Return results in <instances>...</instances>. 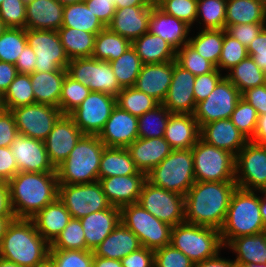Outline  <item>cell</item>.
<instances>
[{
	"instance_id": "1",
	"label": "cell",
	"mask_w": 266,
	"mask_h": 267,
	"mask_svg": "<svg viewBox=\"0 0 266 267\" xmlns=\"http://www.w3.org/2000/svg\"><path fill=\"white\" fill-rule=\"evenodd\" d=\"M235 181H195L185 197V222L221 229L224 225Z\"/></svg>"
},
{
	"instance_id": "2",
	"label": "cell",
	"mask_w": 266,
	"mask_h": 267,
	"mask_svg": "<svg viewBox=\"0 0 266 267\" xmlns=\"http://www.w3.org/2000/svg\"><path fill=\"white\" fill-rule=\"evenodd\" d=\"M15 218L31 219L58 198L57 172H17L8 182Z\"/></svg>"
},
{
	"instance_id": "3",
	"label": "cell",
	"mask_w": 266,
	"mask_h": 267,
	"mask_svg": "<svg viewBox=\"0 0 266 267\" xmlns=\"http://www.w3.org/2000/svg\"><path fill=\"white\" fill-rule=\"evenodd\" d=\"M50 244L31 219L12 220L0 244V257L22 267H35L49 256Z\"/></svg>"
},
{
	"instance_id": "4",
	"label": "cell",
	"mask_w": 266,
	"mask_h": 267,
	"mask_svg": "<svg viewBox=\"0 0 266 267\" xmlns=\"http://www.w3.org/2000/svg\"><path fill=\"white\" fill-rule=\"evenodd\" d=\"M105 147L97 135H83L69 156L56 168L58 184L99 181V165Z\"/></svg>"
},
{
	"instance_id": "5",
	"label": "cell",
	"mask_w": 266,
	"mask_h": 267,
	"mask_svg": "<svg viewBox=\"0 0 266 267\" xmlns=\"http://www.w3.org/2000/svg\"><path fill=\"white\" fill-rule=\"evenodd\" d=\"M258 192L240 187L233 192L224 225L220 229L224 247L234 238L264 232Z\"/></svg>"
},
{
	"instance_id": "6",
	"label": "cell",
	"mask_w": 266,
	"mask_h": 267,
	"mask_svg": "<svg viewBox=\"0 0 266 267\" xmlns=\"http://www.w3.org/2000/svg\"><path fill=\"white\" fill-rule=\"evenodd\" d=\"M170 245L193 263L214 258L224 249L219 229L187 222L172 226Z\"/></svg>"
},
{
	"instance_id": "7",
	"label": "cell",
	"mask_w": 266,
	"mask_h": 267,
	"mask_svg": "<svg viewBox=\"0 0 266 267\" xmlns=\"http://www.w3.org/2000/svg\"><path fill=\"white\" fill-rule=\"evenodd\" d=\"M146 180L185 196L195 183L192 149L173 150L146 174Z\"/></svg>"
},
{
	"instance_id": "8",
	"label": "cell",
	"mask_w": 266,
	"mask_h": 267,
	"mask_svg": "<svg viewBox=\"0 0 266 267\" xmlns=\"http://www.w3.org/2000/svg\"><path fill=\"white\" fill-rule=\"evenodd\" d=\"M120 221L136 234L142 247L155 251L170 245L172 226L158 220L139 203L121 207Z\"/></svg>"
},
{
	"instance_id": "9",
	"label": "cell",
	"mask_w": 266,
	"mask_h": 267,
	"mask_svg": "<svg viewBox=\"0 0 266 267\" xmlns=\"http://www.w3.org/2000/svg\"><path fill=\"white\" fill-rule=\"evenodd\" d=\"M195 181H235L236 157L199 139L191 148Z\"/></svg>"
},
{
	"instance_id": "10",
	"label": "cell",
	"mask_w": 266,
	"mask_h": 267,
	"mask_svg": "<svg viewBox=\"0 0 266 267\" xmlns=\"http://www.w3.org/2000/svg\"><path fill=\"white\" fill-rule=\"evenodd\" d=\"M58 198L71 214L81 219L93 212L106 210L112 205L105 196L101 183L58 185Z\"/></svg>"
},
{
	"instance_id": "11",
	"label": "cell",
	"mask_w": 266,
	"mask_h": 267,
	"mask_svg": "<svg viewBox=\"0 0 266 267\" xmlns=\"http://www.w3.org/2000/svg\"><path fill=\"white\" fill-rule=\"evenodd\" d=\"M67 74L90 88V91L104 92L117 96L122 90L108 61L90 58L70 60Z\"/></svg>"
},
{
	"instance_id": "12",
	"label": "cell",
	"mask_w": 266,
	"mask_h": 267,
	"mask_svg": "<svg viewBox=\"0 0 266 267\" xmlns=\"http://www.w3.org/2000/svg\"><path fill=\"white\" fill-rule=\"evenodd\" d=\"M138 203L158 220L176 226L185 222V197L145 181Z\"/></svg>"
},
{
	"instance_id": "13",
	"label": "cell",
	"mask_w": 266,
	"mask_h": 267,
	"mask_svg": "<svg viewBox=\"0 0 266 267\" xmlns=\"http://www.w3.org/2000/svg\"><path fill=\"white\" fill-rule=\"evenodd\" d=\"M26 37L37 58L34 72L67 70L70 59L56 30L26 29Z\"/></svg>"
},
{
	"instance_id": "14",
	"label": "cell",
	"mask_w": 266,
	"mask_h": 267,
	"mask_svg": "<svg viewBox=\"0 0 266 267\" xmlns=\"http://www.w3.org/2000/svg\"><path fill=\"white\" fill-rule=\"evenodd\" d=\"M235 183L245 190H266V146L249 141L236 155Z\"/></svg>"
},
{
	"instance_id": "15",
	"label": "cell",
	"mask_w": 266,
	"mask_h": 267,
	"mask_svg": "<svg viewBox=\"0 0 266 267\" xmlns=\"http://www.w3.org/2000/svg\"><path fill=\"white\" fill-rule=\"evenodd\" d=\"M116 106V97L91 91L69 115L84 135H99Z\"/></svg>"
},
{
	"instance_id": "16",
	"label": "cell",
	"mask_w": 266,
	"mask_h": 267,
	"mask_svg": "<svg viewBox=\"0 0 266 267\" xmlns=\"http://www.w3.org/2000/svg\"><path fill=\"white\" fill-rule=\"evenodd\" d=\"M240 98L238 88L224 76L211 94L196 104L193 115L199 127L220 119H229Z\"/></svg>"
},
{
	"instance_id": "17",
	"label": "cell",
	"mask_w": 266,
	"mask_h": 267,
	"mask_svg": "<svg viewBox=\"0 0 266 267\" xmlns=\"http://www.w3.org/2000/svg\"><path fill=\"white\" fill-rule=\"evenodd\" d=\"M18 134L44 141L62 115L53 105L35 103L11 109Z\"/></svg>"
},
{
	"instance_id": "18",
	"label": "cell",
	"mask_w": 266,
	"mask_h": 267,
	"mask_svg": "<svg viewBox=\"0 0 266 267\" xmlns=\"http://www.w3.org/2000/svg\"><path fill=\"white\" fill-rule=\"evenodd\" d=\"M84 134L69 114H62L44 140L50 163L56 169Z\"/></svg>"
},
{
	"instance_id": "19",
	"label": "cell",
	"mask_w": 266,
	"mask_h": 267,
	"mask_svg": "<svg viewBox=\"0 0 266 267\" xmlns=\"http://www.w3.org/2000/svg\"><path fill=\"white\" fill-rule=\"evenodd\" d=\"M10 149L18 172H56L49 161L44 141L18 134Z\"/></svg>"
},
{
	"instance_id": "20",
	"label": "cell",
	"mask_w": 266,
	"mask_h": 267,
	"mask_svg": "<svg viewBox=\"0 0 266 267\" xmlns=\"http://www.w3.org/2000/svg\"><path fill=\"white\" fill-rule=\"evenodd\" d=\"M195 77L174 60L171 84L162 102L171 113L194 114L196 109L193 91Z\"/></svg>"
},
{
	"instance_id": "21",
	"label": "cell",
	"mask_w": 266,
	"mask_h": 267,
	"mask_svg": "<svg viewBox=\"0 0 266 267\" xmlns=\"http://www.w3.org/2000/svg\"><path fill=\"white\" fill-rule=\"evenodd\" d=\"M106 147L127 148L138 135V117L115 106L98 135Z\"/></svg>"
},
{
	"instance_id": "22",
	"label": "cell",
	"mask_w": 266,
	"mask_h": 267,
	"mask_svg": "<svg viewBox=\"0 0 266 267\" xmlns=\"http://www.w3.org/2000/svg\"><path fill=\"white\" fill-rule=\"evenodd\" d=\"M200 139L219 149L228 151L235 157L249 142L229 119H220L200 127Z\"/></svg>"
},
{
	"instance_id": "23",
	"label": "cell",
	"mask_w": 266,
	"mask_h": 267,
	"mask_svg": "<svg viewBox=\"0 0 266 267\" xmlns=\"http://www.w3.org/2000/svg\"><path fill=\"white\" fill-rule=\"evenodd\" d=\"M151 12L152 6H127L116 9L107 27L132 43L149 31Z\"/></svg>"
},
{
	"instance_id": "24",
	"label": "cell",
	"mask_w": 266,
	"mask_h": 267,
	"mask_svg": "<svg viewBox=\"0 0 266 267\" xmlns=\"http://www.w3.org/2000/svg\"><path fill=\"white\" fill-rule=\"evenodd\" d=\"M146 175L111 176L101 178L103 192L112 206H123L138 203Z\"/></svg>"
},
{
	"instance_id": "25",
	"label": "cell",
	"mask_w": 266,
	"mask_h": 267,
	"mask_svg": "<svg viewBox=\"0 0 266 267\" xmlns=\"http://www.w3.org/2000/svg\"><path fill=\"white\" fill-rule=\"evenodd\" d=\"M174 60L158 64H143L134 87L162 103L169 90Z\"/></svg>"
},
{
	"instance_id": "26",
	"label": "cell",
	"mask_w": 266,
	"mask_h": 267,
	"mask_svg": "<svg viewBox=\"0 0 266 267\" xmlns=\"http://www.w3.org/2000/svg\"><path fill=\"white\" fill-rule=\"evenodd\" d=\"M191 27L184 21L166 14L158 6H152L149 32L167 41L176 51L188 44Z\"/></svg>"
},
{
	"instance_id": "27",
	"label": "cell",
	"mask_w": 266,
	"mask_h": 267,
	"mask_svg": "<svg viewBox=\"0 0 266 267\" xmlns=\"http://www.w3.org/2000/svg\"><path fill=\"white\" fill-rule=\"evenodd\" d=\"M137 169L147 174L156 167L172 151V147L164 137L137 138L128 147Z\"/></svg>"
},
{
	"instance_id": "28",
	"label": "cell",
	"mask_w": 266,
	"mask_h": 267,
	"mask_svg": "<svg viewBox=\"0 0 266 267\" xmlns=\"http://www.w3.org/2000/svg\"><path fill=\"white\" fill-rule=\"evenodd\" d=\"M83 227L86 246L94 251L101 242L118 226L120 208L111 206L106 210L93 212L80 219Z\"/></svg>"
},
{
	"instance_id": "29",
	"label": "cell",
	"mask_w": 266,
	"mask_h": 267,
	"mask_svg": "<svg viewBox=\"0 0 266 267\" xmlns=\"http://www.w3.org/2000/svg\"><path fill=\"white\" fill-rule=\"evenodd\" d=\"M164 139L173 150L191 149L200 139V127L193 114L171 113Z\"/></svg>"
},
{
	"instance_id": "30",
	"label": "cell",
	"mask_w": 266,
	"mask_h": 267,
	"mask_svg": "<svg viewBox=\"0 0 266 267\" xmlns=\"http://www.w3.org/2000/svg\"><path fill=\"white\" fill-rule=\"evenodd\" d=\"M64 6L57 0H33L26 3L25 29L56 30L62 27Z\"/></svg>"
},
{
	"instance_id": "31",
	"label": "cell",
	"mask_w": 266,
	"mask_h": 267,
	"mask_svg": "<svg viewBox=\"0 0 266 267\" xmlns=\"http://www.w3.org/2000/svg\"><path fill=\"white\" fill-rule=\"evenodd\" d=\"M141 247L142 244L136 234L120 222L93 253L103 258L121 260Z\"/></svg>"
},
{
	"instance_id": "32",
	"label": "cell",
	"mask_w": 266,
	"mask_h": 267,
	"mask_svg": "<svg viewBox=\"0 0 266 267\" xmlns=\"http://www.w3.org/2000/svg\"><path fill=\"white\" fill-rule=\"evenodd\" d=\"M71 219V214L59 198L31 218L38 233L49 244L57 238Z\"/></svg>"
},
{
	"instance_id": "33",
	"label": "cell",
	"mask_w": 266,
	"mask_h": 267,
	"mask_svg": "<svg viewBox=\"0 0 266 267\" xmlns=\"http://www.w3.org/2000/svg\"><path fill=\"white\" fill-rule=\"evenodd\" d=\"M66 74L67 70L30 74L35 103L53 105L59 108L62 85Z\"/></svg>"
},
{
	"instance_id": "34",
	"label": "cell",
	"mask_w": 266,
	"mask_h": 267,
	"mask_svg": "<svg viewBox=\"0 0 266 267\" xmlns=\"http://www.w3.org/2000/svg\"><path fill=\"white\" fill-rule=\"evenodd\" d=\"M225 248L231 249L236 256L234 262L248 264H266V234L264 232L232 239Z\"/></svg>"
},
{
	"instance_id": "35",
	"label": "cell",
	"mask_w": 266,
	"mask_h": 267,
	"mask_svg": "<svg viewBox=\"0 0 266 267\" xmlns=\"http://www.w3.org/2000/svg\"><path fill=\"white\" fill-rule=\"evenodd\" d=\"M131 46L143 64H158L176 60V50L163 38L149 31L135 39Z\"/></svg>"
},
{
	"instance_id": "36",
	"label": "cell",
	"mask_w": 266,
	"mask_h": 267,
	"mask_svg": "<svg viewBox=\"0 0 266 267\" xmlns=\"http://www.w3.org/2000/svg\"><path fill=\"white\" fill-rule=\"evenodd\" d=\"M146 175L140 172L127 148L105 147L99 165V180L111 176Z\"/></svg>"
},
{
	"instance_id": "37",
	"label": "cell",
	"mask_w": 266,
	"mask_h": 267,
	"mask_svg": "<svg viewBox=\"0 0 266 267\" xmlns=\"http://www.w3.org/2000/svg\"><path fill=\"white\" fill-rule=\"evenodd\" d=\"M250 23H266V0H227L225 29Z\"/></svg>"
},
{
	"instance_id": "38",
	"label": "cell",
	"mask_w": 266,
	"mask_h": 267,
	"mask_svg": "<svg viewBox=\"0 0 266 267\" xmlns=\"http://www.w3.org/2000/svg\"><path fill=\"white\" fill-rule=\"evenodd\" d=\"M57 32L70 60L92 57L96 34L69 27H61Z\"/></svg>"
},
{
	"instance_id": "39",
	"label": "cell",
	"mask_w": 266,
	"mask_h": 267,
	"mask_svg": "<svg viewBox=\"0 0 266 267\" xmlns=\"http://www.w3.org/2000/svg\"><path fill=\"white\" fill-rule=\"evenodd\" d=\"M132 43L105 27L96 34L92 58L103 61H113L118 59Z\"/></svg>"
},
{
	"instance_id": "40",
	"label": "cell",
	"mask_w": 266,
	"mask_h": 267,
	"mask_svg": "<svg viewBox=\"0 0 266 267\" xmlns=\"http://www.w3.org/2000/svg\"><path fill=\"white\" fill-rule=\"evenodd\" d=\"M197 33L195 37L189 36L188 45L218 69L224 29H199Z\"/></svg>"
},
{
	"instance_id": "41",
	"label": "cell",
	"mask_w": 266,
	"mask_h": 267,
	"mask_svg": "<svg viewBox=\"0 0 266 267\" xmlns=\"http://www.w3.org/2000/svg\"><path fill=\"white\" fill-rule=\"evenodd\" d=\"M62 27L75 28L94 34L105 28L97 16L88 9L85 2L64 6Z\"/></svg>"
},
{
	"instance_id": "42",
	"label": "cell",
	"mask_w": 266,
	"mask_h": 267,
	"mask_svg": "<svg viewBox=\"0 0 266 267\" xmlns=\"http://www.w3.org/2000/svg\"><path fill=\"white\" fill-rule=\"evenodd\" d=\"M225 77L242 94L247 89L264 85L265 72L259 68L251 56H247L239 64L227 71Z\"/></svg>"
},
{
	"instance_id": "43",
	"label": "cell",
	"mask_w": 266,
	"mask_h": 267,
	"mask_svg": "<svg viewBox=\"0 0 266 267\" xmlns=\"http://www.w3.org/2000/svg\"><path fill=\"white\" fill-rule=\"evenodd\" d=\"M109 63L121 88L133 87L135 85L143 63L132 46L118 59Z\"/></svg>"
},
{
	"instance_id": "44",
	"label": "cell",
	"mask_w": 266,
	"mask_h": 267,
	"mask_svg": "<svg viewBox=\"0 0 266 267\" xmlns=\"http://www.w3.org/2000/svg\"><path fill=\"white\" fill-rule=\"evenodd\" d=\"M4 109L11 110L35 104L30 75L18 73L3 94Z\"/></svg>"
},
{
	"instance_id": "45",
	"label": "cell",
	"mask_w": 266,
	"mask_h": 267,
	"mask_svg": "<svg viewBox=\"0 0 266 267\" xmlns=\"http://www.w3.org/2000/svg\"><path fill=\"white\" fill-rule=\"evenodd\" d=\"M159 104L153 97L139 91L134 86L122 88L116 96V105L136 117L154 109Z\"/></svg>"
},
{
	"instance_id": "46",
	"label": "cell",
	"mask_w": 266,
	"mask_h": 267,
	"mask_svg": "<svg viewBox=\"0 0 266 267\" xmlns=\"http://www.w3.org/2000/svg\"><path fill=\"white\" fill-rule=\"evenodd\" d=\"M171 112L160 103L138 117L139 138L164 137L167 122Z\"/></svg>"
},
{
	"instance_id": "47",
	"label": "cell",
	"mask_w": 266,
	"mask_h": 267,
	"mask_svg": "<svg viewBox=\"0 0 266 267\" xmlns=\"http://www.w3.org/2000/svg\"><path fill=\"white\" fill-rule=\"evenodd\" d=\"M227 0H198L197 19L201 29H225ZM200 18V19H199ZM202 21V22H200Z\"/></svg>"
},
{
	"instance_id": "48",
	"label": "cell",
	"mask_w": 266,
	"mask_h": 267,
	"mask_svg": "<svg viewBox=\"0 0 266 267\" xmlns=\"http://www.w3.org/2000/svg\"><path fill=\"white\" fill-rule=\"evenodd\" d=\"M26 44L25 28L7 27L0 36V61L15 65Z\"/></svg>"
},
{
	"instance_id": "49",
	"label": "cell",
	"mask_w": 266,
	"mask_h": 267,
	"mask_svg": "<svg viewBox=\"0 0 266 267\" xmlns=\"http://www.w3.org/2000/svg\"><path fill=\"white\" fill-rule=\"evenodd\" d=\"M50 250H89L86 246L80 219L72 218L50 244Z\"/></svg>"
},
{
	"instance_id": "50",
	"label": "cell",
	"mask_w": 266,
	"mask_h": 267,
	"mask_svg": "<svg viewBox=\"0 0 266 267\" xmlns=\"http://www.w3.org/2000/svg\"><path fill=\"white\" fill-rule=\"evenodd\" d=\"M90 92V88L66 74L59 102L61 113L70 114L83 102Z\"/></svg>"
},
{
	"instance_id": "51",
	"label": "cell",
	"mask_w": 266,
	"mask_h": 267,
	"mask_svg": "<svg viewBox=\"0 0 266 267\" xmlns=\"http://www.w3.org/2000/svg\"><path fill=\"white\" fill-rule=\"evenodd\" d=\"M230 120L249 141L253 138L258 114L256 109L242 97L238 100Z\"/></svg>"
},
{
	"instance_id": "52",
	"label": "cell",
	"mask_w": 266,
	"mask_h": 267,
	"mask_svg": "<svg viewBox=\"0 0 266 267\" xmlns=\"http://www.w3.org/2000/svg\"><path fill=\"white\" fill-rule=\"evenodd\" d=\"M176 62L195 76L210 73L216 68L188 44L176 51Z\"/></svg>"
},
{
	"instance_id": "53",
	"label": "cell",
	"mask_w": 266,
	"mask_h": 267,
	"mask_svg": "<svg viewBox=\"0 0 266 267\" xmlns=\"http://www.w3.org/2000/svg\"><path fill=\"white\" fill-rule=\"evenodd\" d=\"M248 56L247 48L237 39L230 36L224 29V40L222 44L221 56L219 58L218 69L230 70Z\"/></svg>"
},
{
	"instance_id": "54",
	"label": "cell",
	"mask_w": 266,
	"mask_h": 267,
	"mask_svg": "<svg viewBox=\"0 0 266 267\" xmlns=\"http://www.w3.org/2000/svg\"><path fill=\"white\" fill-rule=\"evenodd\" d=\"M49 257L56 267H93L91 250H50Z\"/></svg>"
},
{
	"instance_id": "55",
	"label": "cell",
	"mask_w": 266,
	"mask_h": 267,
	"mask_svg": "<svg viewBox=\"0 0 266 267\" xmlns=\"http://www.w3.org/2000/svg\"><path fill=\"white\" fill-rule=\"evenodd\" d=\"M198 0H163L158 7L166 14L184 21L190 27L197 19Z\"/></svg>"
},
{
	"instance_id": "56",
	"label": "cell",
	"mask_w": 266,
	"mask_h": 267,
	"mask_svg": "<svg viewBox=\"0 0 266 267\" xmlns=\"http://www.w3.org/2000/svg\"><path fill=\"white\" fill-rule=\"evenodd\" d=\"M0 19L6 27L25 28L26 3L22 0H3L0 5Z\"/></svg>"
},
{
	"instance_id": "57",
	"label": "cell",
	"mask_w": 266,
	"mask_h": 267,
	"mask_svg": "<svg viewBox=\"0 0 266 267\" xmlns=\"http://www.w3.org/2000/svg\"><path fill=\"white\" fill-rule=\"evenodd\" d=\"M193 262L171 245L154 251V267H193Z\"/></svg>"
},
{
	"instance_id": "58",
	"label": "cell",
	"mask_w": 266,
	"mask_h": 267,
	"mask_svg": "<svg viewBox=\"0 0 266 267\" xmlns=\"http://www.w3.org/2000/svg\"><path fill=\"white\" fill-rule=\"evenodd\" d=\"M221 71L215 68L212 72L195 77L194 97L196 104L205 100L215 89L218 82L224 77ZM223 75V76H222Z\"/></svg>"
},
{
	"instance_id": "59",
	"label": "cell",
	"mask_w": 266,
	"mask_h": 267,
	"mask_svg": "<svg viewBox=\"0 0 266 267\" xmlns=\"http://www.w3.org/2000/svg\"><path fill=\"white\" fill-rule=\"evenodd\" d=\"M266 23H250L229 25L226 32L242 43L246 48L251 44L252 40L262 31Z\"/></svg>"
},
{
	"instance_id": "60",
	"label": "cell",
	"mask_w": 266,
	"mask_h": 267,
	"mask_svg": "<svg viewBox=\"0 0 266 267\" xmlns=\"http://www.w3.org/2000/svg\"><path fill=\"white\" fill-rule=\"evenodd\" d=\"M18 135L17 126L11 110L0 111V147H10Z\"/></svg>"
},
{
	"instance_id": "61",
	"label": "cell",
	"mask_w": 266,
	"mask_h": 267,
	"mask_svg": "<svg viewBox=\"0 0 266 267\" xmlns=\"http://www.w3.org/2000/svg\"><path fill=\"white\" fill-rule=\"evenodd\" d=\"M84 2L105 27L111 23L116 11L113 0H84Z\"/></svg>"
},
{
	"instance_id": "62",
	"label": "cell",
	"mask_w": 266,
	"mask_h": 267,
	"mask_svg": "<svg viewBox=\"0 0 266 267\" xmlns=\"http://www.w3.org/2000/svg\"><path fill=\"white\" fill-rule=\"evenodd\" d=\"M248 56H251L254 62L261 70L266 72V26L252 40L247 48Z\"/></svg>"
},
{
	"instance_id": "63",
	"label": "cell",
	"mask_w": 266,
	"mask_h": 267,
	"mask_svg": "<svg viewBox=\"0 0 266 267\" xmlns=\"http://www.w3.org/2000/svg\"><path fill=\"white\" fill-rule=\"evenodd\" d=\"M123 267H154V251L141 247L121 259Z\"/></svg>"
},
{
	"instance_id": "64",
	"label": "cell",
	"mask_w": 266,
	"mask_h": 267,
	"mask_svg": "<svg viewBox=\"0 0 266 267\" xmlns=\"http://www.w3.org/2000/svg\"><path fill=\"white\" fill-rule=\"evenodd\" d=\"M18 172L10 147H0V182H9Z\"/></svg>"
},
{
	"instance_id": "65",
	"label": "cell",
	"mask_w": 266,
	"mask_h": 267,
	"mask_svg": "<svg viewBox=\"0 0 266 267\" xmlns=\"http://www.w3.org/2000/svg\"><path fill=\"white\" fill-rule=\"evenodd\" d=\"M241 97L256 109L258 116L266 114V87L264 85L247 89Z\"/></svg>"
},
{
	"instance_id": "66",
	"label": "cell",
	"mask_w": 266,
	"mask_h": 267,
	"mask_svg": "<svg viewBox=\"0 0 266 267\" xmlns=\"http://www.w3.org/2000/svg\"><path fill=\"white\" fill-rule=\"evenodd\" d=\"M36 55L33 52L32 47L28 44L25 45L22 54L19 55L15 66L20 74H32L36 65Z\"/></svg>"
},
{
	"instance_id": "67",
	"label": "cell",
	"mask_w": 266,
	"mask_h": 267,
	"mask_svg": "<svg viewBox=\"0 0 266 267\" xmlns=\"http://www.w3.org/2000/svg\"><path fill=\"white\" fill-rule=\"evenodd\" d=\"M18 71L14 64L0 61V92L4 94Z\"/></svg>"
},
{
	"instance_id": "68",
	"label": "cell",
	"mask_w": 266,
	"mask_h": 267,
	"mask_svg": "<svg viewBox=\"0 0 266 267\" xmlns=\"http://www.w3.org/2000/svg\"><path fill=\"white\" fill-rule=\"evenodd\" d=\"M0 217H15L7 182H0Z\"/></svg>"
},
{
	"instance_id": "69",
	"label": "cell",
	"mask_w": 266,
	"mask_h": 267,
	"mask_svg": "<svg viewBox=\"0 0 266 267\" xmlns=\"http://www.w3.org/2000/svg\"><path fill=\"white\" fill-rule=\"evenodd\" d=\"M250 141L266 146V114L258 116L255 134Z\"/></svg>"
},
{
	"instance_id": "70",
	"label": "cell",
	"mask_w": 266,
	"mask_h": 267,
	"mask_svg": "<svg viewBox=\"0 0 266 267\" xmlns=\"http://www.w3.org/2000/svg\"><path fill=\"white\" fill-rule=\"evenodd\" d=\"M215 256L214 258L197 262L193 264V267H232L234 261L231 259L221 258V256Z\"/></svg>"
},
{
	"instance_id": "71",
	"label": "cell",
	"mask_w": 266,
	"mask_h": 267,
	"mask_svg": "<svg viewBox=\"0 0 266 267\" xmlns=\"http://www.w3.org/2000/svg\"><path fill=\"white\" fill-rule=\"evenodd\" d=\"M93 267H123L121 260L103 258L93 253Z\"/></svg>"
},
{
	"instance_id": "72",
	"label": "cell",
	"mask_w": 266,
	"mask_h": 267,
	"mask_svg": "<svg viewBox=\"0 0 266 267\" xmlns=\"http://www.w3.org/2000/svg\"><path fill=\"white\" fill-rule=\"evenodd\" d=\"M116 9L127 6H153V0H113Z\"/></svg>"
},
{
	"instance_id": "73",
	"label": "cell",
	"mask_w": 266,
	"mask_h": 267,
	"mask_svg": "<svg viewBox=\"0 0 266 267\" xmlns=\"http://www.w3.org/2000/svg\"><path fill=\"white\" fill-rule=\"evenodd\" d=\"M262 196L260 197V213L263 223H266V190L259 191Z\"/></svg>"
},
{
	"instance_id": "74",
	"label": "cell",
	"mask_w": 266,
	"mask_h": 267,
	"mask_svg": "<svg viewBox=\"0 0 266 267\" xmlns=\"http://www.w3.org/2000/svg\"><path fill=\"white\" fill-rule=\"evenodd\" d=\"M14 219L15 217H0V244L4 237L8 224Z\"/></svg>"
},
{
	"instance_id": "75",
	"label": "cell",
	"mask_w": 266,
	"mask_h": 267,
	"mask_svg": "<svg viewBox=\"0 0 266 267\" xmlns=\"http://www.w3.org/2000/svg\"><path fill=\"white\" fill-rule=\"evenodd\" d=\"M35 267H56L53 260L48 256L44 261L37 264Z\"/></svg>"
},
{
	"instance_id": "76",
	"label": "cell",
	"mask_w": 266,
	"mask_h": 267,
	"mask_svg": "<svg viewBox=\"0 0 266 267\" xmlns=\"http://www.w3.org/2000/svg\"><path fill=\"white\" fill-rule=\"evenodd\" d=\"M0 267H22V266L0 257Z\"/></svg>"
},
{
	"instance_id": "77",
	"label": "cell",
	"mask_w": 266,
	"mask_h": 267,
	"mask_svg": "<svg viewBox=\"0 0 266 267\" xmlns=\"http://www.w3.org/2000/svg\"><path fill=\"white\" fill-rule=\"evenodd\" d=\"M59 3H61L63 6L68 4H75V3H81L84 2V0H57Z\"/></svg>"
},
{
	"instance_id": "78",
	"label": "cell",
	"mask_w": 266,
	"mask_h": 267,
	"mask_svg": "<svg viewBox=\"0 0 266 267\" xmlns=\"http://www.w3.org/2000/svg\"><path fill=\"white\" fill-rule=\"evenodd\" d=\"M7 27L5 26V24L3 23V21L0 19V36L1 34L4 32V30L6 29Z\"/></svg>"
},
{
	"instance_id": "79",
	"label": "cell",
	"mask_w": 266,
	"mask_h": 267,
	"mask_svg": "<svg viewBox=\"0 0 266 267\" xmlns=\"http://www.w3.org/2000/svg\"><path fill=\"white\" fill-rule=\"evenodd\" d=\"M4 109L3 94L0 92V111Z\"/></svg>"
},
{
	"instance_id": "80",
	"label": "cell",
	"mask_w": 266,
	"mask_h": 267,
	"mask_svg": "<svg viewBox=\"0 0 266 267\" xmlns=\"http://www.w3.org/2000/svg\"><path fill=\"white\" fill-rule=\"evenodd\" d=\"M247 267H266V264H248Z\"/></svg>"
}]
</instances>
